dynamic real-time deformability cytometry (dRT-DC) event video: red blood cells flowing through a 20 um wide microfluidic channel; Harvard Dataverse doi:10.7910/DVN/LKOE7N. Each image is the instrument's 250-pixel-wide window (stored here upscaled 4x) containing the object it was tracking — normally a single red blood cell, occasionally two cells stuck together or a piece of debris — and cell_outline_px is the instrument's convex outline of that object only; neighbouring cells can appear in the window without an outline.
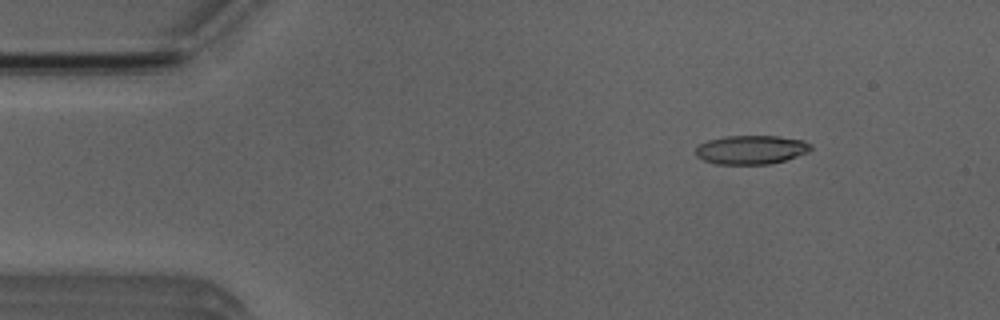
{"species": "Egyptian fruit bat (a non-hibernating species)", "species_latin": "Rousettus aegyptiacus", "temperature_condition": "room temperature", "stored_images_in_passage": 3, "camera_frame_rate_fps": 3000, "um_per_image_px": 0.085, "animal": {"sex": "male"}, "frame": {"image": 1, "passage_image": 1, "time_ms": 0.0, "image_size_px": [1000, 320], "cell_outline_px": [[812, 148], [808, 152], [784, 160], [768, 164], [716, 164], [704, 160], [696, 156], [696, 148], [700, 144], [708, 140], [724, 136], [780, 136], [804, 140], [812, 144]], "centroid_in_image_um": [63.86, 12.72], "position_along_channel_um": 21.1, "area_um2": 19.36}}